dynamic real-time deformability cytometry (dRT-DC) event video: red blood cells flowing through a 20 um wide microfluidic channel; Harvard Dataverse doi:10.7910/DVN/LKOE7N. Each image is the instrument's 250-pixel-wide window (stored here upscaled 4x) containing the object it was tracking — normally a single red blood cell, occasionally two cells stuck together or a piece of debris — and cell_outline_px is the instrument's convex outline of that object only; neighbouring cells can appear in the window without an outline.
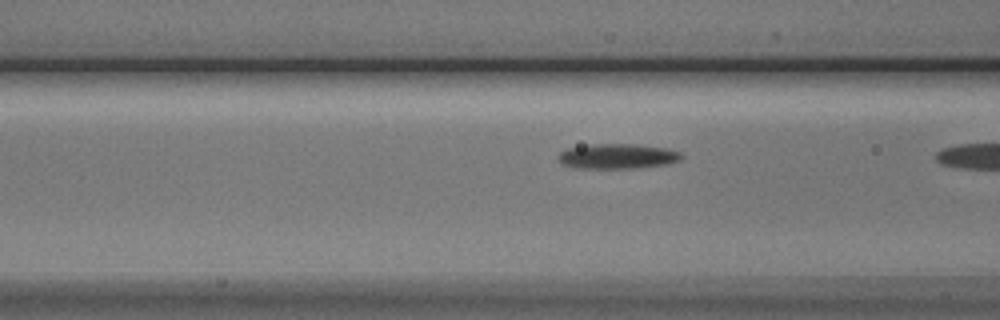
{"species": "Egyptian fruit bat (a non-hibernating species)", "species_latin": "Rousettus aegyptiacus", "temperature_condition": "cold", "stored_images_in_passage": 6, "camera_frame_rate_fps": 3000, "um_per_image_px": 0.085, "animal": {"sex": "male"}, "frame": {"image": 1, "passage_image": 5, "time_ms": 1.333, "image_size_px": [1000, 320], "cell_outline_px": [[684, 156], [680, 160], [668, 164], [636, 168], [576, 168], [560, 164], [556, 156], [560, 152], [568, 148], [592, 144], [640, 144], [668, 148], [680, 152]], "centroid_in_image_um": [52.49, 13.28], "position_along_channel_um": 114.1, "area_um2": 18.26}}